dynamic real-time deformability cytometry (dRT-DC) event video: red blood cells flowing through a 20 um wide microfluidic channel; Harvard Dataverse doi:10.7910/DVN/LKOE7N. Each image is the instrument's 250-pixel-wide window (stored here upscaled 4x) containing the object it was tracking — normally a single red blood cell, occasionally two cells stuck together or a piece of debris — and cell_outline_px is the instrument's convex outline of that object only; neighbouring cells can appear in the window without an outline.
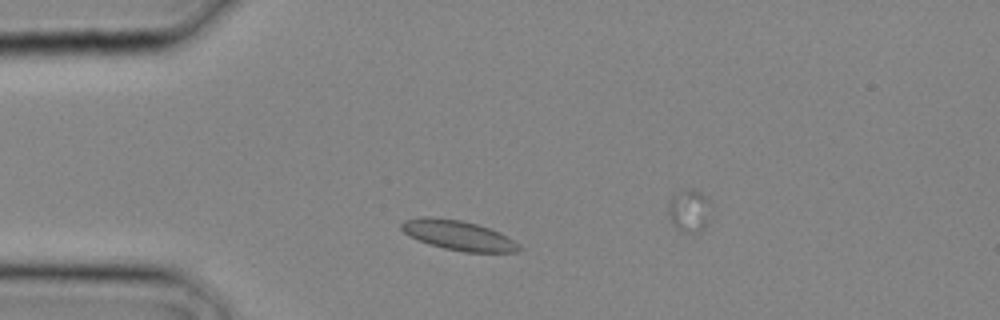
{"species": "common noctule bat (a hibernating species)", "species_latin": "Nyctalus noctula", "temperature_condition": "cold", "stored_images_in_passage": 2, "camera_frame_rate_fps": 3000, "um_per_image_px": 0.085, "animal": {"sex": "male", "body_mass_g": 20.4}, "frame": {"image": 1, "passage_image": 1, "time_ms": 0.0, "image_size_px": [1000, 320], "cell_outline_px": [[524, 248], [516, 252], [464, 252], [444, 248], [428, 244], [404, 232], [400, 228], [400, 224], [404, 220], [424, 216], [428, 216], [460, 220], [476, 224], [500, 232], [520, 244]], "centroid_in_image_um": [38.98, 20.0], "position_along_channel_um": 46.0, "area_um2": 20.35}}